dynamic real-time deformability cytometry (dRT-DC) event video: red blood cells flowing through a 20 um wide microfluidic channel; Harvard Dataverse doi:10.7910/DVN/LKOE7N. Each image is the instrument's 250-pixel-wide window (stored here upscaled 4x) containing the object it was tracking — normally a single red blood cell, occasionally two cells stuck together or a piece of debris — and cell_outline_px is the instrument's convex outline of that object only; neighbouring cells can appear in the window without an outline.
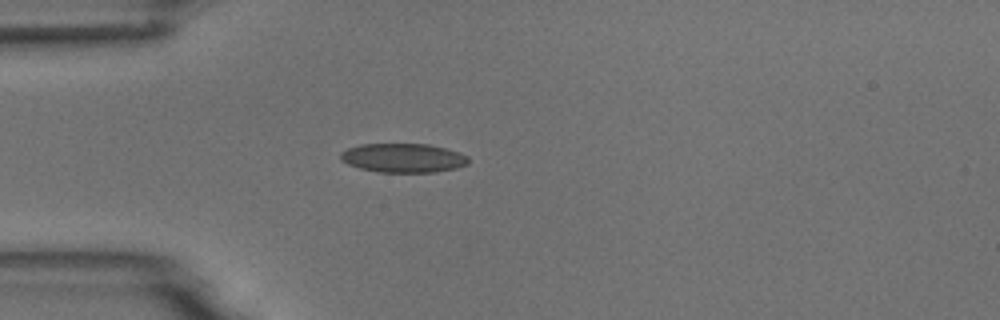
{"species": "common noctule bat (a hibernating species)", "species_latin": "Nyctalus noctula", "temperature_condition": "room temperature", "stored_images_in_passage": 1, "camera_frame_rate_fps": 3000, "um_per_image_px": 0.085, "animal": {"sex": "male", "body_mass_g": 18.8}, "frame": {"image": 1, "passage_image": 1, "time_ms": 0.0, "image_size_px": [1000, 320], "cell_outline_px": [[468, 164], [456, 168], [436, 172], [380, 172], [360, 168], [348, 164], [340, 160], [340, 152], [348, 148], [360, 144], [428, 144], [460, 152], [468, 156]], "centroid_in_image_um": [34.27, 13.42], "position_along_channel_um": 50.7, "area_um2": 21.68}}